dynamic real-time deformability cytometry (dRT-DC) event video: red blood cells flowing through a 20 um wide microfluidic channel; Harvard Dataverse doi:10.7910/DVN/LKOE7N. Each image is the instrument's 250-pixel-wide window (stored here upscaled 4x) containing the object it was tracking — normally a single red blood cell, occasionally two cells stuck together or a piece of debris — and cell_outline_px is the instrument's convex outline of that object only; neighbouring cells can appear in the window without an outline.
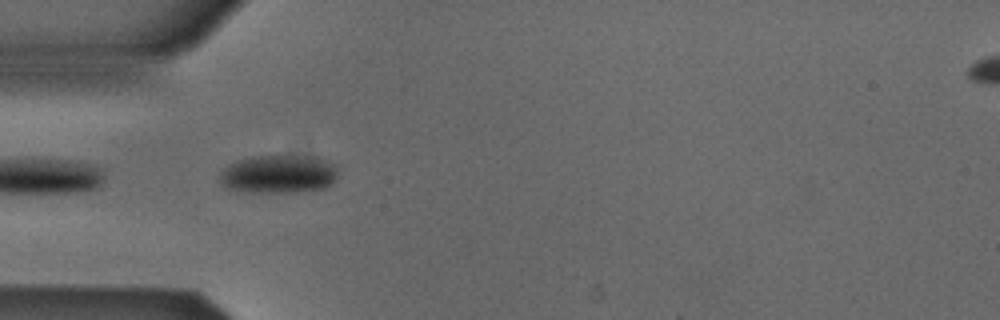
{"species": "Egyptian fruit bat (a non-hibernating species)", "species_latin": "Rousettus aegyptiacus", "temperature_condition": "cold", "stored_images_in_passage": 3, "camera_frame_rate_fps": 3000, "um_per_image_px": 0.085, "animal": {"sex": "male"}, "frame": {"image": 1, "passage_image": 1, "time_ms": 0.0, "image_size_px": [1000, 320], "cell_outline_px": [[336, 180], [332, 184], [324, 188], [296, 192], [244, 192], [228, 188], [220, 184], [220, 172], [228, 164], [252, 156], [316, 156], [328, 160], [336, 164]], "centroid_in_image_um": [23.7, 14.8], "position_along_channel_um": 61.3, "area_um2": 26.65}}